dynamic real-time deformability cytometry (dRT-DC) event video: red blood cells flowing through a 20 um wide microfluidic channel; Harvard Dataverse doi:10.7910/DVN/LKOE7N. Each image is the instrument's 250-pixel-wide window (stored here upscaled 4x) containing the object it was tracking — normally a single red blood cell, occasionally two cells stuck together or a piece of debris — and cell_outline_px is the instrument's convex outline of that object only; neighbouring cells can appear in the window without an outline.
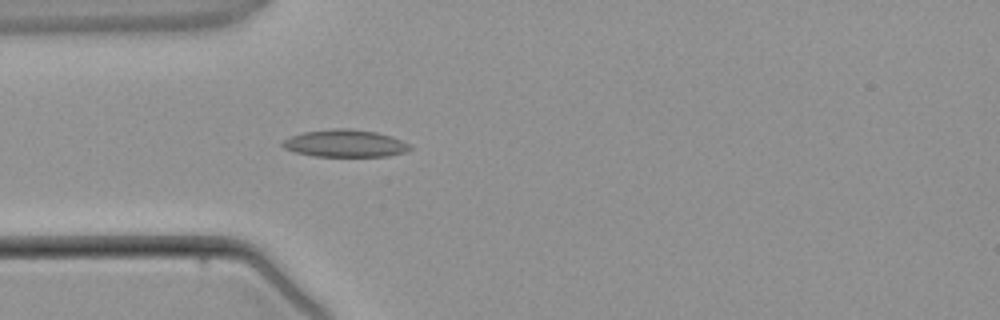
{"species": "common noctule bat (a hibernating species)", "species_latin": "Nyctalus noctula", "temperature_condition": "warm", "stored_images_in_passage": 3, "camera_frame_rate_fps": 3000, "um_per_image_px": 0.085, "animal": {"sex": "male", "body_mass_g": 21.5, "forearm_length_mm": 52.0}, "frame": {"image": 1, "passage_image": 3, "time_ms": 3.667, "image_size_px": [1000, 320], "cell_outline_px": [[412, 148], [404, 152], [388, 156], [316, 156], [296, 152], [284, 148], [280, 144], [284, 140], [292, 136], [304, 132], [332, 128], [348, 128], [376, 132], [392, 136], [412, 144]], "centroid_in_image_um": [29.37, 12.18], "position_along_channel_um": 55.6, "area_um2": 20.29}}